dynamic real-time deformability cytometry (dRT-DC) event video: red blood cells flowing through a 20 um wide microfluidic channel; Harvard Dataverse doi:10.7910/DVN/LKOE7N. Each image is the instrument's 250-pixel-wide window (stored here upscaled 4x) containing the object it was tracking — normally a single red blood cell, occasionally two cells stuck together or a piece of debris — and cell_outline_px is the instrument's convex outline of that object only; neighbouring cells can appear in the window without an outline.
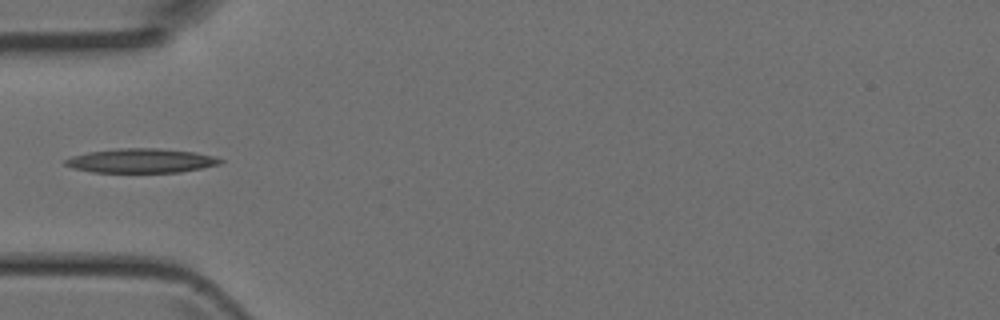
{"species": "Egyptian fruit bat (a non-hibernating species)", "species_latin": "Rousettus aegyptiacus", "temperature_condition": "room temperature", "stored_images_in_passage": 4, "camera_frame_rate_fps": 3000, "um_per_image_px": 0.085, "animal": {"sex": "female"}, "frame": {"image": 1, "passage_image": 4, "time_ms": 1.0, "image_size_px": [1000, 320], "cell_outline_px": [[224, 160], [220, 164], [180, 172], [92, 172], [72, 168], [64, 164], [64, 160], [72, 156], [88, 152], [116, 148], [160, 148], [196, 152], [216, 156]], "centroid_in_image_um": [12.0, 13.65], "position_along_channel_um": 73.0, "area_um2": 22.02}}